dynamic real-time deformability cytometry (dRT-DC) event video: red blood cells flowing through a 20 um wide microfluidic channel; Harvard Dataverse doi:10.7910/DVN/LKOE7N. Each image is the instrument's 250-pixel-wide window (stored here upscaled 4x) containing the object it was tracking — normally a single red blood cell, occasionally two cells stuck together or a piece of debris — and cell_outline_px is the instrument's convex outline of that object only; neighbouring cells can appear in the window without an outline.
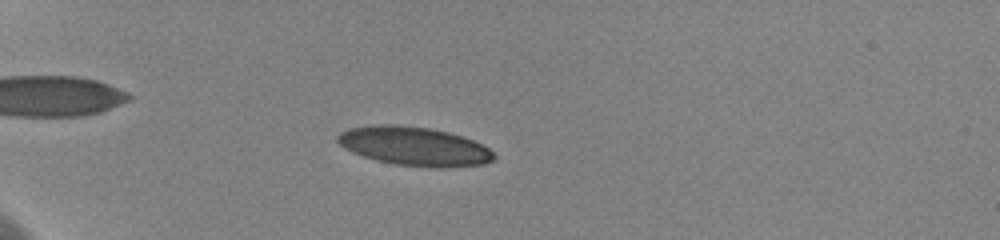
{"species": "human", "species_latin": "Homo sapiens", "temperature_condition": "cold", "stored_images_in_passage": 59, "camera_frame_rate_fps": 3000, "um_per_image_px": 0.085, "donor": {"sex": "female"}, "frame": {"image": 1, "passage_image": 19, "time_ms": 6.0, "image_size_px": [1000, 240], "cell_outline_px": [[496, 156], [492, 160], [484, 164], [440, 168], [436, 168], [396, 164], [376, 160], [352, 152], [344, 148], [336, 140], [336, 136], [340, 132], [348, 128], [376, 124], [396, 124], [428, 128], [448, 132], [472, 140], [488, 148]], "centroid_in_image_um": [35.17, 12.42], "position_along_channel_um": 49.8, "area_um2": 35.26}}
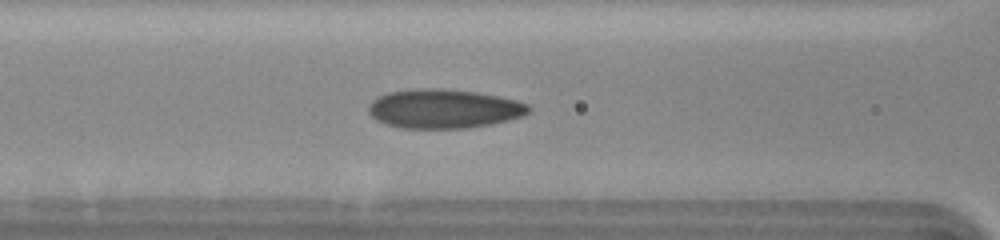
{"frame": {"image": 2, "passage_image": 29, "time_ms": 9.333, "image_size_px": [1000, 240], "cell_outline_px": [[532, 108], [524, 116], [492, 124], [468, 128], [400, 128], [376, 120], [368, 112], [368, 104], [376, 96], [388, 92], [416, 88], [440, 88], [476, 92], [516, 100], [528, 104]], "centroid_in_image_um": [37.7, 9.24], "position_along_channel_um": 128.9, "area_um2": 36.7}}
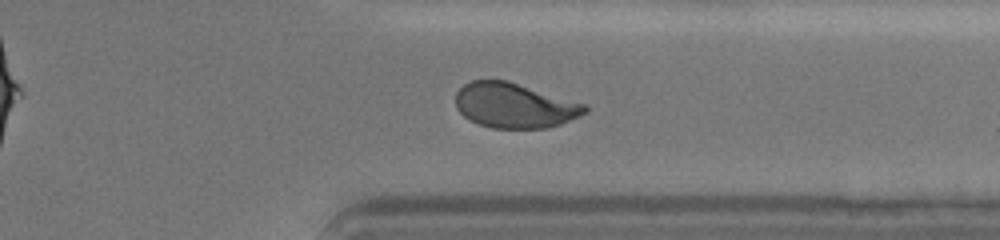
{"frame": {"image": 3, "passage_image": 49, "time_ms": 16.0, "image_size_px": [1000, 240], "cell_outline_px": [[588, 112], [560, 124], [548, 128], [492, 128], [480, 124], [464, 116], [456, 108], [456, 92], [464, 84], [472, 80], [508, 80], [588, 104]], "centroid_in_image_um": [43.76, 8.95], "position_along_channel_um": 367.6, "area_um2": 34.04}, "authors_computed_cell_mechanics": {"area_um2": 34.3332, "velocity_mm_per_s": 3.5844, "shape_relaxation_time_tau1_ms": 4.9398, "shape_relaxation_time_tau2_ms": 1.0284, "deformation_change_tau1": 0.1641, "deformation_change_tau2": 0.0643}}